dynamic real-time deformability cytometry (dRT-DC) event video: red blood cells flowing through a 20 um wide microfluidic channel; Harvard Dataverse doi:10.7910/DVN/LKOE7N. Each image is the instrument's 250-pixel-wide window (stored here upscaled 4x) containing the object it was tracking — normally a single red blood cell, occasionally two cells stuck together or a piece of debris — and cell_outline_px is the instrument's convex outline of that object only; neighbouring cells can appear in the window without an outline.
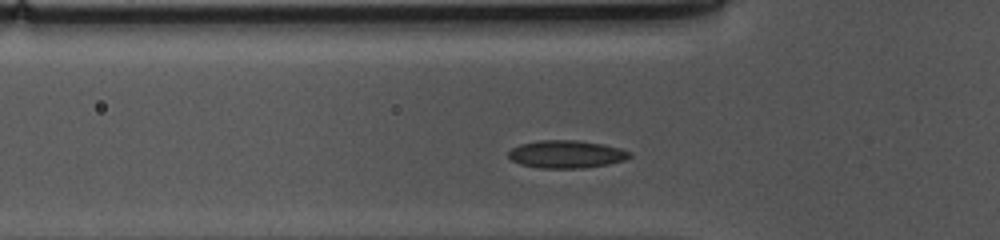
{"species": "common noctule bat (a hibernating species)", "species_latin": "Nyctalus noctula", "temperature_condition": "cold", "stored_images_in_passage": 33, "camera_frame_rate_fps": 3000, "um_per_image_px": 0.085, "animal": {"sex": "female", "body_mass_g": 10.0, "forearm_length_mm": 53.1}, "frame": {"image": 1, "passage_image": 8, "time_ms": 2.333, "image_size_px": [1000, 240], "cell_outline_px": [[632, 156], [624, 160], [608, 164], [584, 168], [540, 168], [520, 164], [512, 160], [508, 156], [508, 152], [512, 148], [520, 144], [540, 140], [576, 140], [604, 144], [620, 148], [632, 152]], "centroid_in_image_um": [48.16, 13.1], "position_along_channel_um": 77.6, "area_um2": 19.65}}
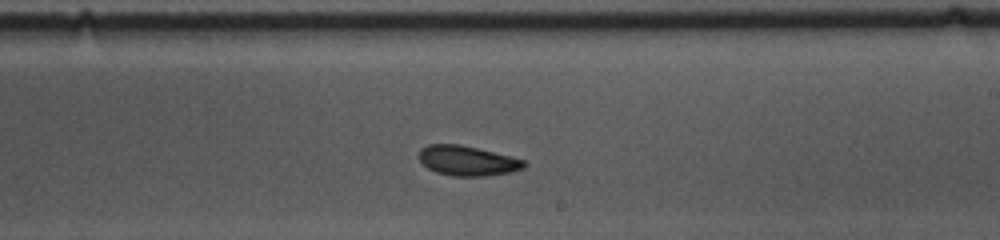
{"frame": {"image": 2, "passage_image": 22, "time_ms": 7.0, "image_size_px": [1000, 240], "cell_outline_px": [[528, 164], [524, 168], [512, 172], [484, 176], [452, 176], [436, 172], [428, 168], [420, 160], [420, 148], [428, 144], [456, 144], [476, 148], [524, 160]], "centroid_in_image_um": [39.73, 13.67], "position_along_channel_um": 249.3, "area_um2": 18.09}}
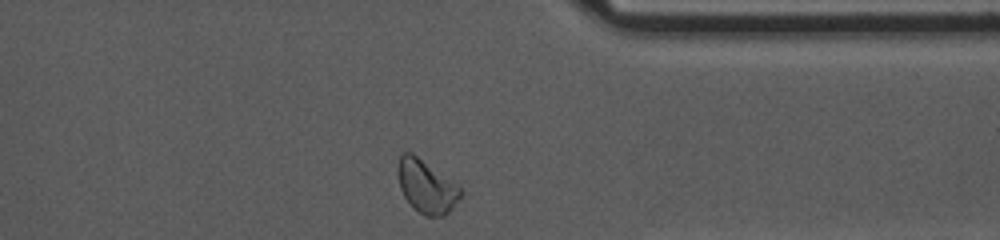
{"frame": {"image": 3, "passage_image": 33, "time_ms": 10.667, "image_size_px": [1000, 240], "cell_outline_px": [[460, 196], [448, 212], [444, 216], [424, 216], [404, 196], [400, 188], [396, 172], [396, 168], [400, 156], [404, 152], [412, 152], [456, 184], [460, 188]], "centroid_in_image_um": [36.19, 15.82], "position_along_channel_um": 375.2, "area_um2": 18.9}}